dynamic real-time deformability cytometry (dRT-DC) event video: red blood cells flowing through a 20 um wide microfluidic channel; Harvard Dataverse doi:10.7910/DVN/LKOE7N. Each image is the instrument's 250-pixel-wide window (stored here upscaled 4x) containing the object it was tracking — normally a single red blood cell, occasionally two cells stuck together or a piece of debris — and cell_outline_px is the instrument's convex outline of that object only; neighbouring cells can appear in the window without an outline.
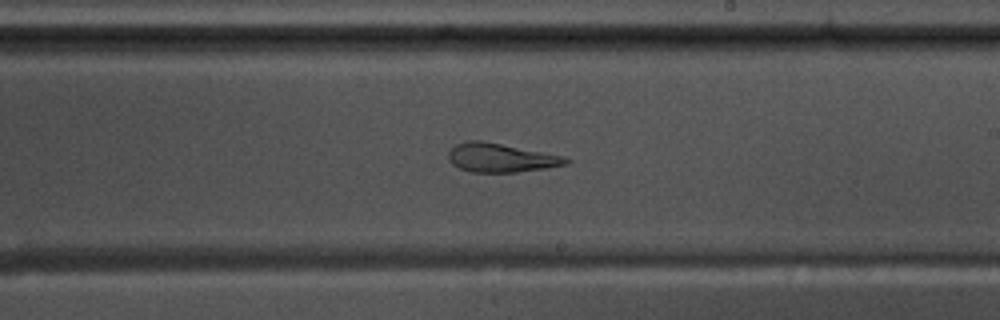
{"species": "common noctule bat (a hibernating species)", "species_latin": "Nyctalus noctula", "temperature_condition": "warm", "stored_images_in_passage": 57, "camera_frame_rate_fps": 3000, "um_per_image_px": 0.085, "animal": {"sex": "male", "body_mass_g": 17.5, "forearm_length_mm": 52.3}, "frame": {"image": 1, "passage_image": 33, "time_ms": 10.667, "image_size_px": [1000, 320], "cell_outline_px": [[572, 160], [568, 164], [544, 168], [516, 172], [472, 172], [460, 168], [452, 164], [448, 160], [448, 152], [456, 144], [468, 140], [480, 140], [564, 156]], "centroid_in_image_um": [42.55, 13.41], "position_along_channel_um": 246.4, "area_um2": 19.59}, "authors_computed_cell_mechanics": {"area_um2": 23.8136, "velocity_mm_per_s": 3.617, "shape_relaxation_time_tau1_ms": null, "shape_relaxation_time_tau2_ms": 2.5074, "deformation_change_tau1": null, "deformation_change_tau2": 0.1134}}